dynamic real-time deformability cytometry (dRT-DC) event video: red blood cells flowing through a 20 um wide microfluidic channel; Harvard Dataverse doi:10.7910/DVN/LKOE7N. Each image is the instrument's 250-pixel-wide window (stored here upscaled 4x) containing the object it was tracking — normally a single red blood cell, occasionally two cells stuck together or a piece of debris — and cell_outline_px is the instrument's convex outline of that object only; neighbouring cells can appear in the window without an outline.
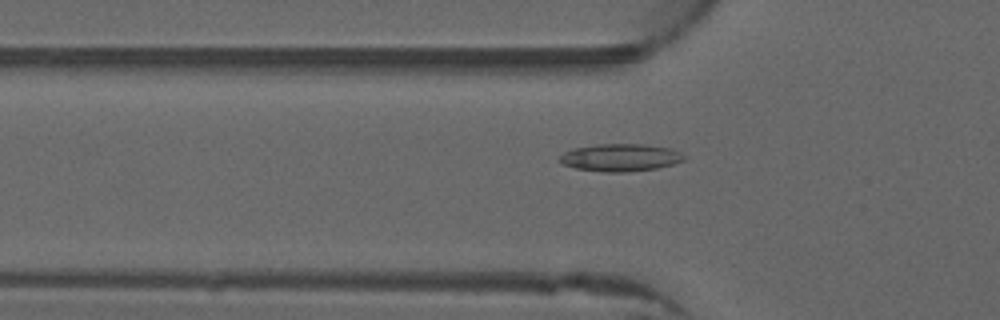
{"species": "common noctule bat (a hibernating species)", "species_latin": "Nyctalus noctula", "temperature_condition": "warm", "stored_images_in_passage": 51, "camera_frame_rate_fps": 3000, "um_per_image_px": 0.085, "animal": {"sex": "male", "forearm_length_mm": 52.5}, "frame": {"image": 1, "passage_image": 17, "time_ms": 5.333, "image_size_px": [1000, 320], "cell_outline_px": [[688, 156], [684, 160], [672, 164], [656, 168], [628, 172], [604, 172], [576, 168], [560, 164], [556, 160], [564, 152], [572, 148], [596, 144], [644, 144], [672, 148]], "centroid_in_image_um": [52.71, 13.38], "position_along_channel_um": 73.1, "area_um2": 20.23}}
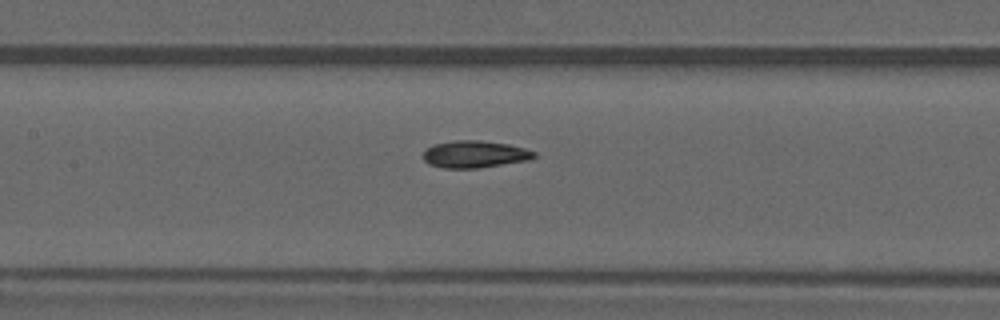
{"frame": {"image": 2, "passage_image": 24, "time_ms": 7.667, "image_size_px": [1000, 320], "cell_outline_px": [[536, 156], [528, 160], [480, 168], [444, 168], [428, 164], [424, 160], [424, 148], [432, 144], [456, 140], [480, 140], [508, 144], [524, 148], [536, 152]], "centroid_in_image_um": [40.32, 13.1], "position_along_channel_um": 167.1, "area_um2": 17.63}}
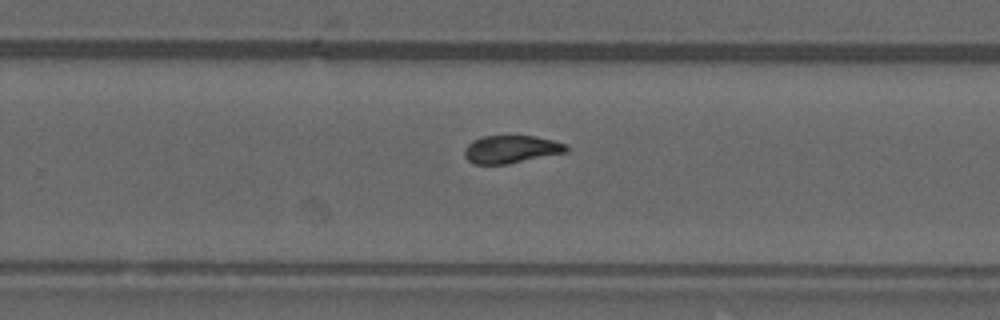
{"frame": {"image": 3, "passage_image": 33, "time_ms": 10.667, "image_size_px": [1000, 320], "cell_outline_px": [[568, 152], [508, 164], [472, 164], [464, 156], [464, 148], [472, 140], [480, 136], [536, 136], [568, 144]], "centroid_in_image_um": [43.44, 12.69], "position_along_channel_um": 286.4, "area_um2": 16.7}, "authors_computed_cell_mechanics": {"area_um2": 17.2822, "velocity_mm_per_s": 3.9955, "shape_relaxation_time_tau1_ms": null, "shape_relaxation_time_tau2_ms": 2.5002, "deformation_change_tau1": null, "deformation_change_tau2": 0.0939}}